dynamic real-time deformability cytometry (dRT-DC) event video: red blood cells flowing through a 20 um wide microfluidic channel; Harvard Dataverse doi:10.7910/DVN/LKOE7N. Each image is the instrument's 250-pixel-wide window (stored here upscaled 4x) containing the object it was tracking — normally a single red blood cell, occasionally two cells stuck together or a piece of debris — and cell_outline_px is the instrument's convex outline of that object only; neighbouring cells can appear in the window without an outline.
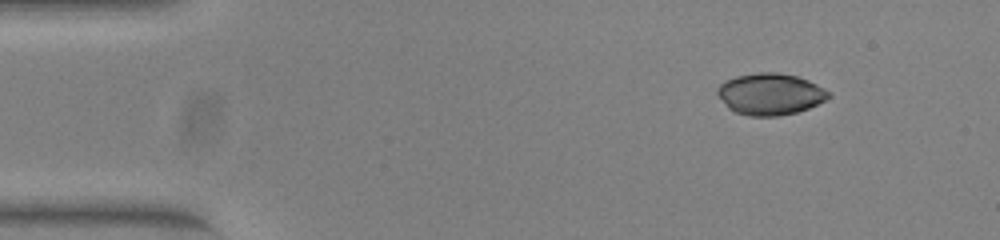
{"species": "common noctule bat (a hibernating species)", "species_latin": "Nyctalus noctula", "temperature_condition": "warm", "stored_images_in_passage": 47, "camera_frame_rate_fps": 3000, "um_per_image_px": 0.085, "animal": {"sex": "female", "body_mass_g": 23.0, "forearm_length_mm": 53.4}, "frame": {"image": 1, "passage_image": 1, "time_ms": 0.0, "image_size_px": [1000, 240], "cell_outline_px": [[832, 96], [808, 108], [796, 112], [780, 116], [748, 116], [736, 112], [728, 108], [716, 92], [716, 88], [724, 80], [736, 76], [756, 72], [776, 72], [796, 76], [808, 80], [832, 92]], "centroid_in_image_um": [65.46, 7.99], "position_along_channel_um": 19.5, "area_um2": 27.05}}
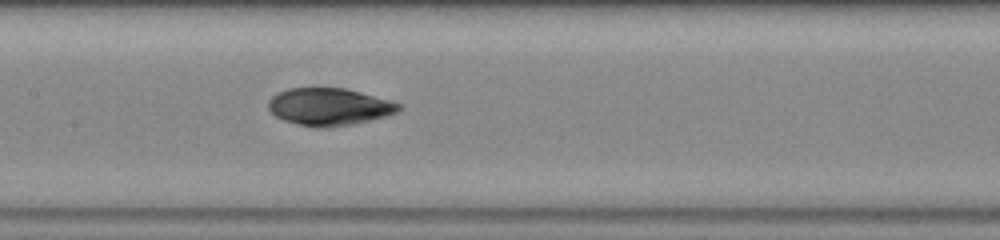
{"frame": {"image": 2, "passage_image": 20, "time_ms": 6.333, "image_size_px": [1000, 240], "cell_outline_px": [[400, 108], [396, 112], [384, 116], [352, 124], [300, 124], [284, 120], [276, 116], [268, 108], [268, 100], [276, 92], [288, 88], [344, 88], [388, 100], [400, 104]], "centroid_in_image_um": [27.92, 9.02], "position_along_channel_um": 179.5, "area_um2": 27.11}}
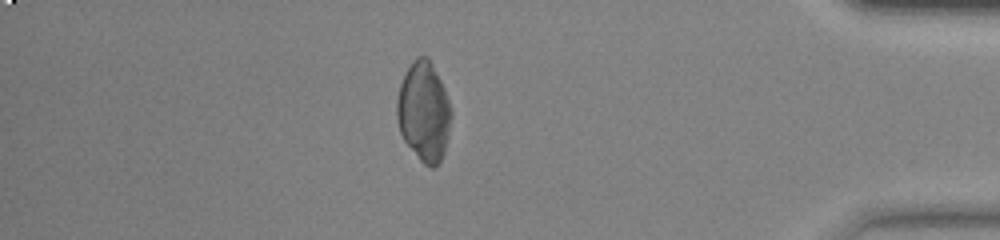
{"frame": {"image": 3, "passage_image": 40, "time_ms": 13.0, "image_size_px": [1000, 240], "cell_outline_px": [[452, 116], [448, 136], [444, 152], [440, 160], [432, 168], [424, 164], [420, 160], [404, 140], [400, 132], [396, 116], [396, 100], [400, 84], [412, 60], [416, 56], [428, 56], [444, 88], [452, 112]], "centroid_in_image_um": [36.02, 9.47], "position_along_channel_um": 399.2, "area_um2": 31.39}, "authors_computed_cell_mechanics": {"area_um2": 29.1312, "velocity_mm_per_s": 3.8993, "shape_relaxation_time_tau1_ms": 5.7353, "shape_relaxation_time_tau2_ms": 1.4941, "deformation_change_tau1": 0.1759, "deformation_change_tau2": 0.0525}}